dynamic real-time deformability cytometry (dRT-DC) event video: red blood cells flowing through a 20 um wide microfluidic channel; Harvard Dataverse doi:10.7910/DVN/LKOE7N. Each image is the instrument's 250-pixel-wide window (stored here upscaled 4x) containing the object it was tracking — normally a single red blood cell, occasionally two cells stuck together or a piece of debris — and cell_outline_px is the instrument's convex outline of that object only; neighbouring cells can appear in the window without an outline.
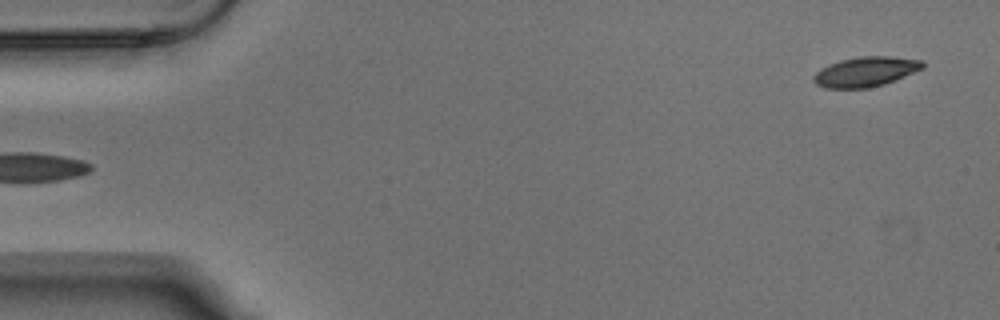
{"species": "Egyptian fruit bat (a non-hibernating species)", "species_latin": "Rousettus aegyptiacus", "temperature_condition": "warm", "stored_images_in_passage": 4, "segment_of_instrument_passage": [2, 2], "camera_frame_rate_fps": 3000, "um_per_image_px": 0.085, "animal": {"sex": "male"}, "frame": {"image": 1, "passage_image": 4, "time_ms": 1.0, "image_size_px": [1000, 320], "cell_outline_px": [[924, 68], [896, 80], [884, 84], [868, 88], [824, 88], [816, 84], [812, 80], [812, 76], [820, 68], [828, 64], [840, 60], [860, 56], [892, 56], [924, 60]], "centroid_in_image_um": [73.57, 6.09], "position_along_channel_um": 11.4, "area_um2": 19.25}}